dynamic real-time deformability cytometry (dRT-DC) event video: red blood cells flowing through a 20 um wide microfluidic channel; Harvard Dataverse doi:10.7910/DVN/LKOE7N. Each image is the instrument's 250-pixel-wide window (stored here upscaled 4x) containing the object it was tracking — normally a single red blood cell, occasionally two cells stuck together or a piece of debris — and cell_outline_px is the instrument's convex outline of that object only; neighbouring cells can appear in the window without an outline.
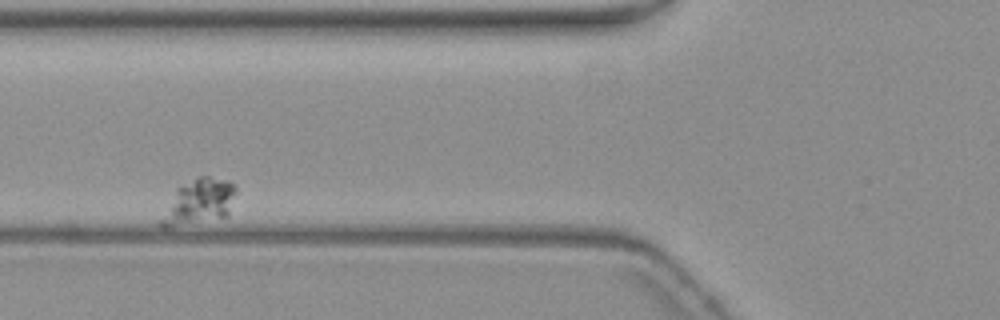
{"species": "common noctule bat (a hibernating species)", "species_latin": "Nyctalus noctula", "temperature_condition": "warm", "stored_images_in_passage": 8, "camera_frame_rate_fps": 3000, "um_per_image_px": 0.085, "animal": {"sex": "female", "body_mass_g": 19.3, "forearm_length_mm": 54.1}, "frame": {"image": 1, "passage_image": 4, "time_ms": 4.0, "image_size_px": [1000, 320], "cell_outline_px": [[236, 192], [228, 216], [168, 228], [160, 228], [156, 224], [176, 188], [196, 176], [208, 176], [228, 180], [236, 184]], "centroid_in_image_um": [16.87, 17.16], "position_along_channel_um": 108.9, "area_um2": 20.17}}
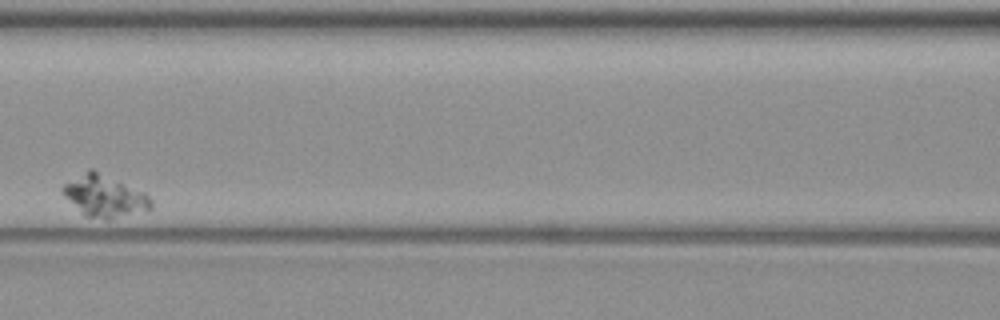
{"frame": {"image": 2, "passage_image": 5, "time_ms": 6.0, "image_size_px": [1000, 320], "cell_outline_px": [[152, 208], [108, 220], [84, 216], [60, 192], [60, 188], [64, 184], [88, 168], [92, 168], [144, 192], [152, 200]], "centroid_in_image_um": [8.84, 16.65], "position_along_channel_um": 157.8, "area_um2": 21.5}}
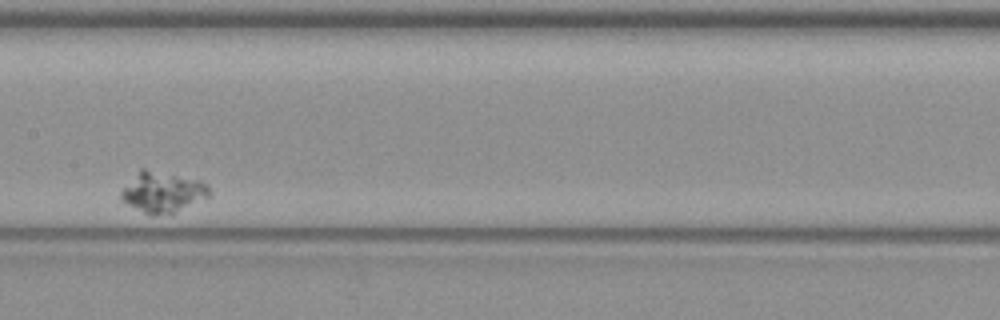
{"frame": {"image": 3, "passage_image": 6, "time_ms": 7.333, "image_size_px": [1000, 320], "cell_outline_px": [[212, 192], [208, 196], [172, 216], [152, 216], [120, 200], [120, 192], [140, 168], [144, 168], [200, 180], [208, 184]], "centroid_in_image_um": [13.85, 16.36], "position_along_channel_um": 193.6, "area_um2": 21.27}}